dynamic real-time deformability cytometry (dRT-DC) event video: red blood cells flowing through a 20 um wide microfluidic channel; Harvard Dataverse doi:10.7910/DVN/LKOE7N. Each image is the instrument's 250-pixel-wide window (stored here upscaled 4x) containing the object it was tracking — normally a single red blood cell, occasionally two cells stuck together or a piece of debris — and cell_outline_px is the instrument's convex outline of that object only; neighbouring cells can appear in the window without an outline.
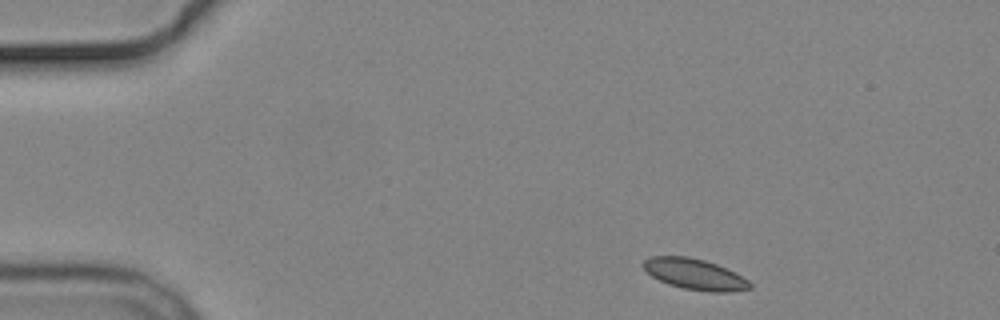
{"species": "common noctule bat (a hibernating species)", "species_latin": "Nyctalus noctula", "temperature_condition": "cold", "stored_images_in_passage": 3, "camera_frame_rate_fps": 3000, "um_per_image_px": 0.085, "animal": {"sex": "male", "body_mass_g": 19.2, "forearm_length_mm": 51.8}, "frame": {"image": 1, "passage_image": 1, "time_ms": 0.0, "image_size_px": [1000, 320], "cell_outline_px": [[752, 288], [728, 292], [708, 292], [684, 288], [668, 284], [652, 276], [640, 264], [644, 260], [652, 256], [688, 256], [704, 260], [716, 264], [736, 272], [748, 280], [752, 284]], "centroid_in_image_um": [59.07, 23.3], "position_along_channel_um": 25.9, "area_um2": 19.19}}